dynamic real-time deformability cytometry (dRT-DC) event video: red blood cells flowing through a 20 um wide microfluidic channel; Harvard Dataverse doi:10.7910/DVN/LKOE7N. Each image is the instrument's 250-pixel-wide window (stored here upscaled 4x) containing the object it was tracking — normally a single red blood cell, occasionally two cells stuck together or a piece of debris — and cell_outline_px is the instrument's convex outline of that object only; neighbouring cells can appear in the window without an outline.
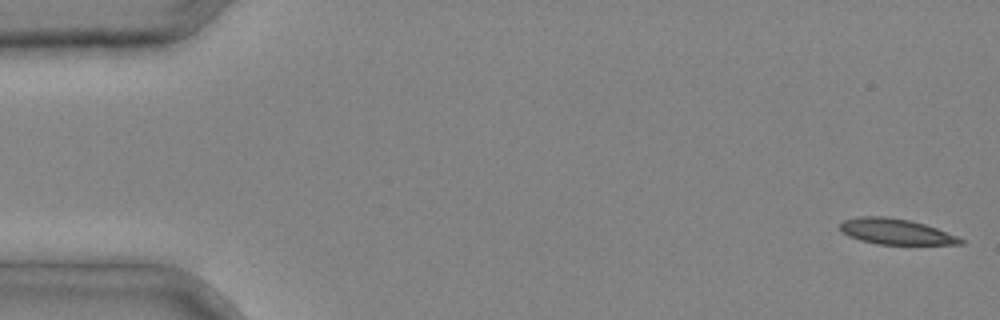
{"species": "common noctule bat (a hibernating species)", "species_latin": "Nyctalus noctula", "temperature_condition": "cold", "stored_images_in_passage": 5, "camera_frame_rate_fps": 3000, "um_per_image_px": 0.085, "animal": {"sex": "male", "body_mass_g": 20.4}, "frame": {"image": 1, "passage_image": 1, "time_ms": 0.0, "image_size_px": [1000, 320], "cell_outline_px": [[964, 244], [876, 244], [860, 240], [848, 236], [840, 232], [840, 224], [844, 220], [856, 216], [884, 216], [912, 220], [936, 228], [956, 236], [964, 240]], "centroid_in_image_um": [76.09, 19.67], "position_along_channel_um": 8.9, "area_um2": 18.03}}